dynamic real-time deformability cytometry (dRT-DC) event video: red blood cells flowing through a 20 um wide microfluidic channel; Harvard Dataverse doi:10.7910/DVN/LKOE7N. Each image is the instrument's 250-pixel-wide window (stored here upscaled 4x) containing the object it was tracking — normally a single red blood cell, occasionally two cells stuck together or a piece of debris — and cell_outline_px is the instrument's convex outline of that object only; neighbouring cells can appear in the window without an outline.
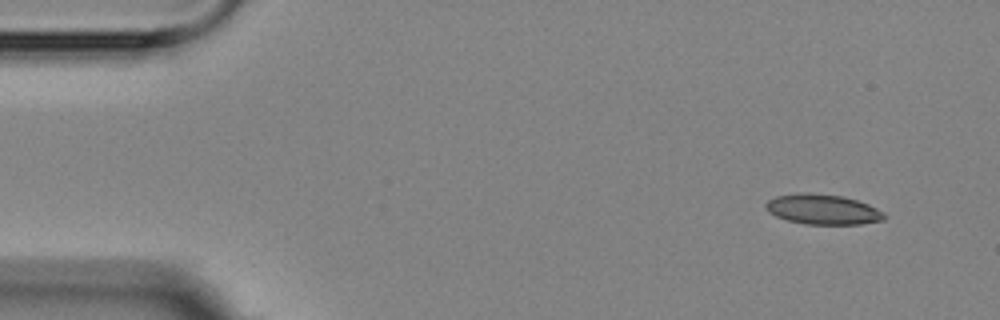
{"species": "Egyptian fruit bat (a non-hibernating species)", "species_latin": "Rousettus aegyptiacus", "temperature_condition": "room temperature", "stored_images_in_passage": 16, "camera_frame_rate_fps": 3000, "um_per_image_px": 0.085, "animal": {"sex": "female"}, "frame": {"image": 1, "passage_image": 1, "time_ms": 0.0, "image_size_px": [1000, 320], "cell_outline_px": [[888, 216], [884, 220], [860, 224], [804, 224], [788, 220], [776, 216], [768, 212], [764, 204], [768, 200], [776, 196], [840, 196], [856, 200], [868, 204], [884, 212]], "centroid_in_image_um": [70.01, 17.86], "position_along_channel_um": 15.0, "area_um2": 19.83}}
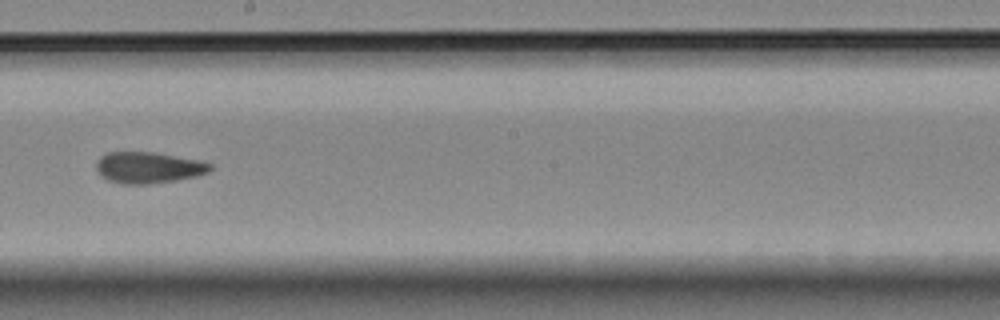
{"frame": {"image": 2, "passage_image": 8, "time_ms": 9.0, "image_size_px": [1000, 320], "cell_outline_px": [[212, 168], [208, 172], [196, 176], [176, 180], [148, 184], [124, 184], [108, 180], [100, 176], [96, 168], [96, 164], [100, 156], [108, 152], [152, 152], [200, 160], [212, 164]], "centroid_in_image_um": [12.6, 14.24], "position_along_channel_um": 235.6, "area_um2": 20.75}}
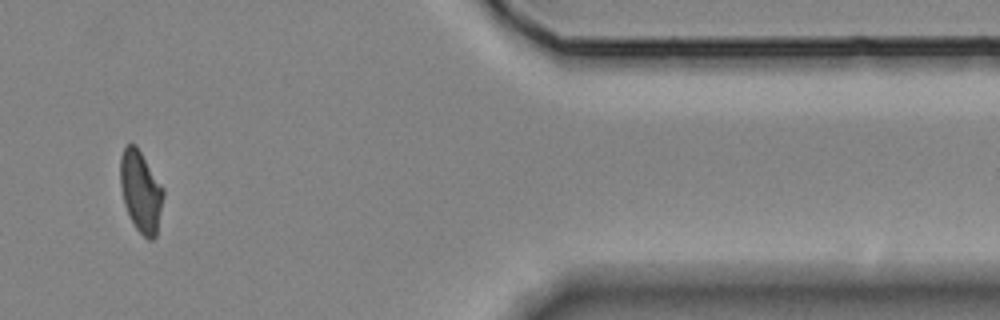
{"frame": {"image": 3, "passage_image": 13, "time_ms": 14.667, "image_size_px": [1000, 320], "cell_outline_px": [[164, 196], [156, 236], [152, 240], [148, 240], [136, 228], [124, 204], [120, 188], [120, 156], [124, 148], [128, 144], [136, 144], [164, 188]], "centroid_in_image_um": [11.97, 16.25], "position_along_channel_um": 399.4, "area_um2": 20.46}, "authors_computed_cell_mechanics": {"area_um2": 20.7502, "velocity_mm_per_s": 3.5459, "shape_relaxation_time_tau1_ms": 5.8707, "shape_relaxation_time_tau2_ms": 1.9018, "deformation_change_tau1": 0.1203, "deformation_change_tau2": 0.067}}